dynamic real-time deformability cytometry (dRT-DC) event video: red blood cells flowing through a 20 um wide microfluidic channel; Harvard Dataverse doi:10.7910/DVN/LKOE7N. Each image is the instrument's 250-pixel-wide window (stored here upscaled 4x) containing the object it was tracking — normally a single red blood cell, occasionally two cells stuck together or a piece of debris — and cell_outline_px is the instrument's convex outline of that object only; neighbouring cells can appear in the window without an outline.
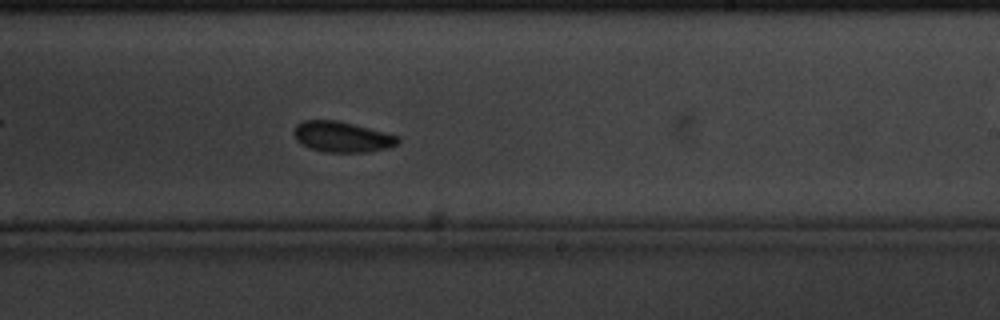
{"species": "common noctule bat (a hibernating species)", "species_latin": "Nyctalus noctula", "temperature_condition": "cold", "stored_images_in_passage": 62, "camera_frame_rate_fps": 3000, "um_per_image_px": 0.085, "animal": {"sex": "male", "body_mass_g": 20.1, "forearm_length_mm": 53.5}, "frame": {"image": 1, "passage_image": 36, "time_ms": 11.667, "image_size_px": [1000, 320], "cell_outline_px": [[400, 140], [396, 144], [388, 148], [368, 152], [324, 152], [308, 148], [300, 144], [296, 140], [292, 132], [296, 124], [304, 120], [336, 120], [400, 136]], "centroid_in_image_um": [29.03, 11.64], "position_along_channel_um": 260.0, "area_um2": 18.67}}
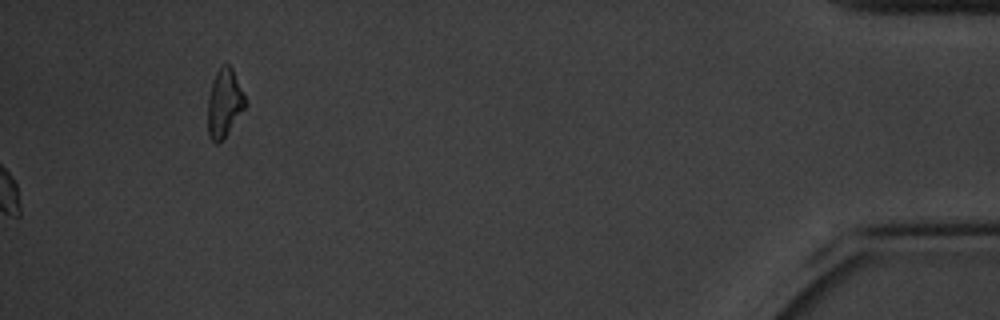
{"frame": {"image": 2, "passage_image": 62, "time_ms": 20.333, "image_size_px": [1000, 320], "cell_outline_px": [[248, 104], [224, 136], [216, 144], [208, 136], [208, 96], [212, 80], [220, 64], [228, 64], [232, 68]], "centroid_in_image_um": [19.06, 8.72], "position_along_channel_um": 416.1, "area_um2": 14.74}}